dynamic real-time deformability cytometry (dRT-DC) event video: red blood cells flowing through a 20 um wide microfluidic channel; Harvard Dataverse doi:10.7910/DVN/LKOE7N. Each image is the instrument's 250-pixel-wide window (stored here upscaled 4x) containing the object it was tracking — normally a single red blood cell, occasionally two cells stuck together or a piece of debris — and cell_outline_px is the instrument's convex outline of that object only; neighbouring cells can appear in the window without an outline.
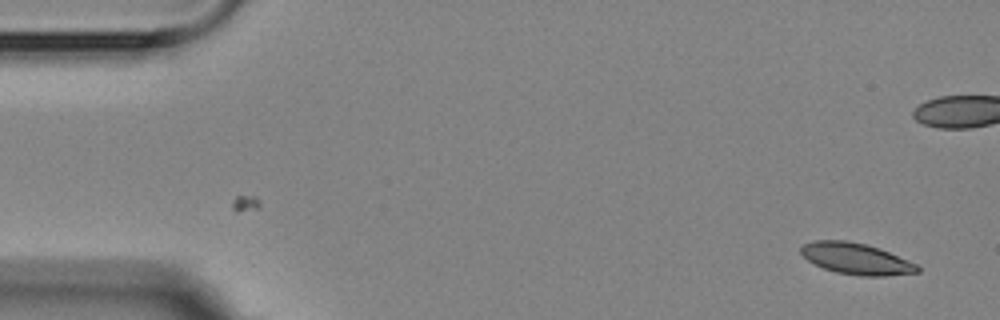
{"species": "Egyptian fruit bat (a non-hibernating species)", "species_latin": "Rousettus aegyptiacus", "temperature_condition": "room temperature", "stored_images_in_passage": 2, "camera_frame_rate_fps": 3000, "um_per_image_px": 0.085, "animal": {"sex": "female"}, "frame": {"image": 1, "passage_image": 2, "time_ms": 1.333, "image_size_px": [1000, 320], "cell_outline_px": [[920, 272], [884, 276], [860, 276], [836, 272], [824, 268], [808, 260], [800, 252], [800, 248], [804, 244], [812, 240], [848, 240], [880, 248], [916, 264], [920, 268]], "centroid_in_image_um": [72.77, 21.98], "position_along_channel_um": 12.2, "area_um2": 21.15}}